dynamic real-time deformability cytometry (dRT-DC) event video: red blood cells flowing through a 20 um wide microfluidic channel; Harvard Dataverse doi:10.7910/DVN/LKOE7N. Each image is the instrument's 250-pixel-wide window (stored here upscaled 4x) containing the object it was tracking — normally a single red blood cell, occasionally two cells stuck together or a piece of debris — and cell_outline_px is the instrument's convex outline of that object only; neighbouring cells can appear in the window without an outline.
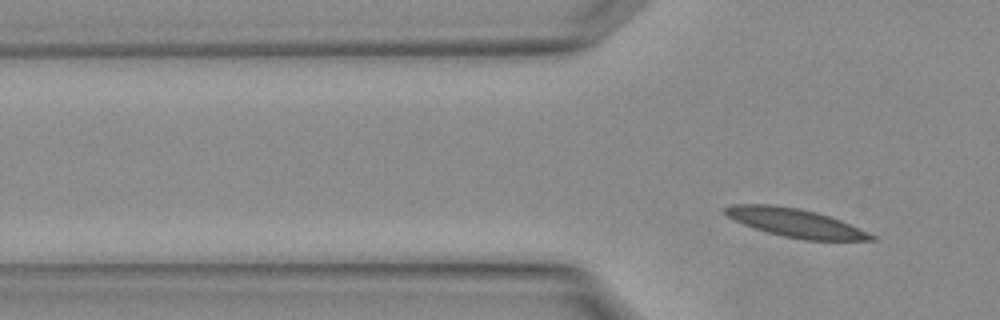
{"species": "Egyptian fruit bat (a non-hibernating species)", "species_latin": "Rousettus aegyptiacus", "temperature_condition": "warm", "stored_images_in_passage": 3, "camera_frame_rate_fps": 3000, "um_per_image_px": 0.085, "animal": {"sex": "female"}, "frame": {"image": 1, "passage_image": 3, "time_ms": 0.667, "image_size_px": [1000, 320], "cell_outline_px": [[876, 240], [804, 240], [784, 236], [768, 232], [744, 224], [728, 216], [724, 212], [724, 208], [732, 204], [772, 204], [800, 208], [816, 212], [840, 220], [868, 232], [876, 236]], "centroid_in_image_um": [67.62, 18.93], "position_along_channel_um": 58.2, "area_um2": 23.93}}